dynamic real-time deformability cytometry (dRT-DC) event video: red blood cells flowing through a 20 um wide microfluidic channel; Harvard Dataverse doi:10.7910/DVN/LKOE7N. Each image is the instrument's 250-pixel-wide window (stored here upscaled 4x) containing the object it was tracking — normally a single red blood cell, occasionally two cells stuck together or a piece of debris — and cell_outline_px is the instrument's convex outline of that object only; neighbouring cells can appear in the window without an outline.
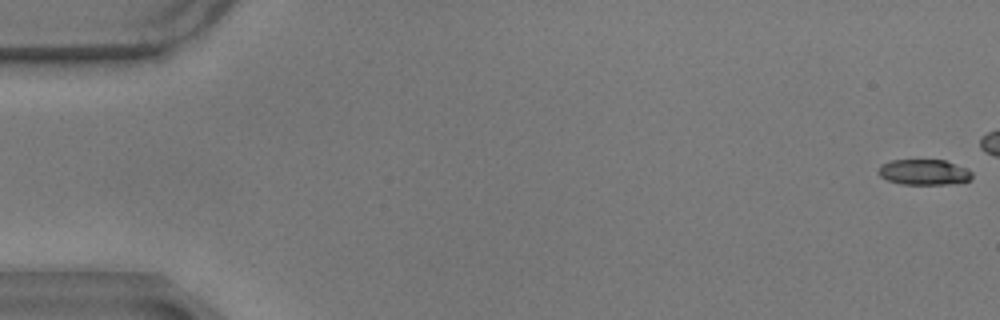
{"species": "common noctule bat (a hibernating species)", "species_latin": "Nyctalus noctula", "temperature_condition": "warm", "stored_images_in_passage": 47, "camera_frame_rate_fps": 3000, "um_per_image_px": 0.085, "animal": {"sex": "male", "body_mass_g": 17.9}, "frame": {"image": 1, "passage_image": 1, "time_ms": 0.0, "image_size_px": [1000, 320], "cell_outline_px": [[972, 180], [948, 184], [904, 184], [888, 180], [880, 176], [876, 172], [880, 164], [892, 160], [944, 160], [964, 168], [972, 172]], "centroid_in_image_um": [78.5, 14.63], "position_along_channel_um": 6.5, "area_um2": 13.87}}
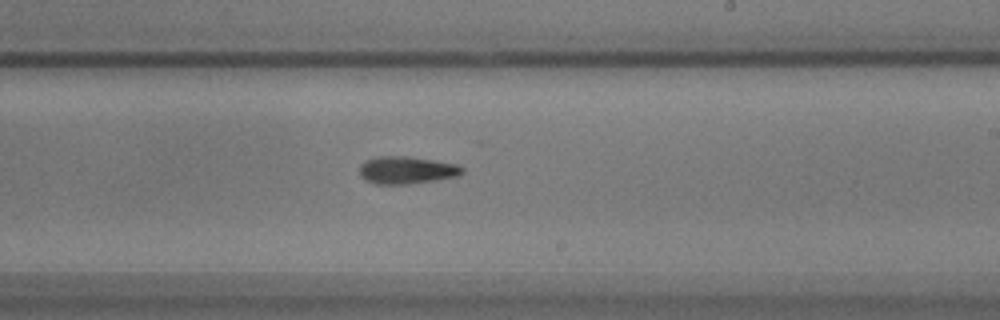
{"frame": {"image": 2, "passage_image": 35, "time_ms": 11.333, "image_size_px": [1000, 320], "cell_outline_px": [[464, 172], [460, 176], [408, 184], [376, 184], [360, 176], [360, 164], [376, 156], [408, 156], [460, 164], [464, 168]], "centroid_in_image_um": [34.62, 14.45], "position_along_channel_um": 254.4, "area_um2": 16.53}}
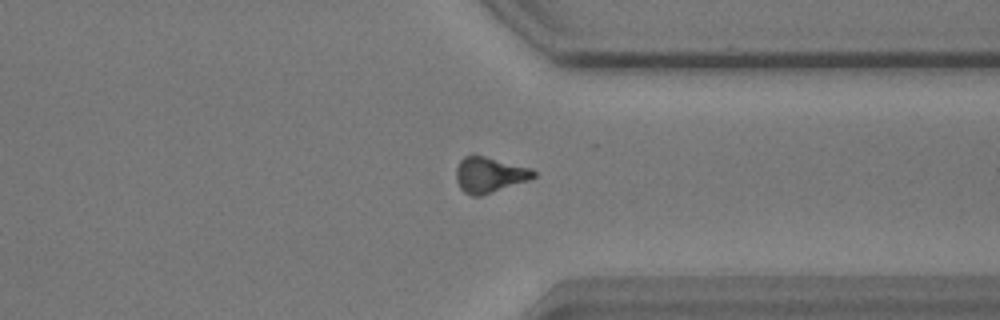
{"frame": {"image": 3, "passage_image": 45, "time_ms": 14.667, "image_size_px": [1000, 320], "cell_outline_px": [[536, 176], [528, 180], [480, 196], [472, 196], [464, 192], [460, 188], [456, 180], [456, 168], [460, 160], [464, 156], [472, 152], [532, 168], [536, 172]], "centroid_in_image_um": [41.58, 14.82], "position_along_channel_um": 369.8, "area_um2": 16.36}}